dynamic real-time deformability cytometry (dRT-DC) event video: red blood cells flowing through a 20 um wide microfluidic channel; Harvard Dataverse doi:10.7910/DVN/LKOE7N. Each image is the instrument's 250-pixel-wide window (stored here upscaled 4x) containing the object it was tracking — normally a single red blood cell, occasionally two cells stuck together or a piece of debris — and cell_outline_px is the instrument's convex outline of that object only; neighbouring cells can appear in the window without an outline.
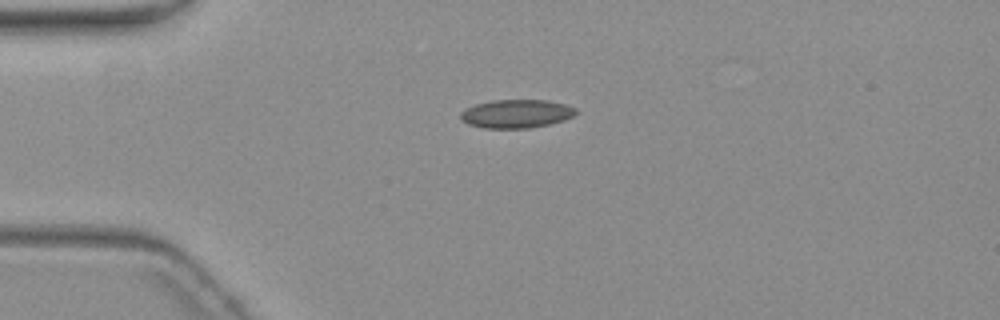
{"species": "common noctule bat (a hibernating species)", "species_latin": "Nyctalus noctula", "temperature_condition": "warm", "stored_images_in_passage": 2, "camera_frame_rate_fps": 3000, "um_per_image_px": 0.085, "animal": {"sex": "female", "body_mass_g": 19.3, "forearm_length_mm": 54.1}, "frame": {"image": 1, "passage_image": 1, "time_ms": 0.0, "image_size_px": [1000, 320], "cell_outline_px": [[576, 112], [572, 116], [564, 120], [548, 124], [528, 128], [484, 128], [468, 124], [460, 116], [460, 112], [464, 108], [476, 104], [492, 100], [548, 100], [564, 104], [576, 108]], "centroid_in_image_um": [43.87, 9.66], "position_along_channel_um": 41.1, "area_um2": 19.02}}